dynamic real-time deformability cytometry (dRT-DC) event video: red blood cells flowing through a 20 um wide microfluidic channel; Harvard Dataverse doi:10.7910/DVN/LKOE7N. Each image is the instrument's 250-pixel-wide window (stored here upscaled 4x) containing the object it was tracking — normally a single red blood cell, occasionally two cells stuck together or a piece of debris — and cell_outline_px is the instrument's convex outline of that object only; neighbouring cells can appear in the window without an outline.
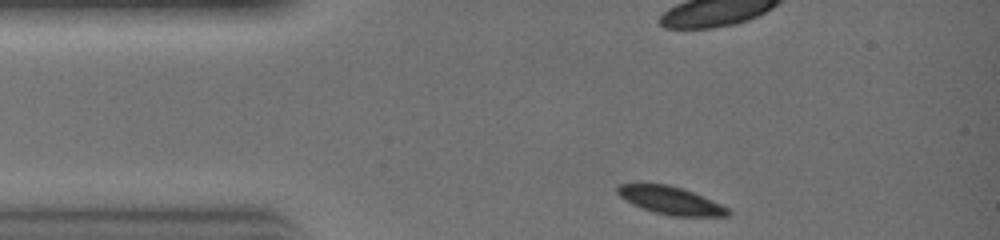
{"species": "common noctule bat (a hibernating species)", "species_latin": "Nyctalus noctula", "temperature_condition": "warm", "stored_images_in_passage": 23, "camera_frame_rate_fps": 3000, "um_per_image_px": 0.085, "animal": {"sex": "female", "body_mass_g": 19.0, "forearm_length_mm": 51.5}, "frame": {"image": 1, "passage_image": 1, "time_ms": 0.0, "image_size_px": [1000, 240], "cell_outline_px": [[732, 212], [728, 216], [672, 216], [656, 212], [632, 204], [624, 200], [616, 192], [616, 188], [620, 184], [668, 184], [692, 192], [712, 200], [728, 208]], "centroid_in_image_um": [57.0, 17.04], "position_along_channel_um": 28.0, "area_um2": 17.63}}